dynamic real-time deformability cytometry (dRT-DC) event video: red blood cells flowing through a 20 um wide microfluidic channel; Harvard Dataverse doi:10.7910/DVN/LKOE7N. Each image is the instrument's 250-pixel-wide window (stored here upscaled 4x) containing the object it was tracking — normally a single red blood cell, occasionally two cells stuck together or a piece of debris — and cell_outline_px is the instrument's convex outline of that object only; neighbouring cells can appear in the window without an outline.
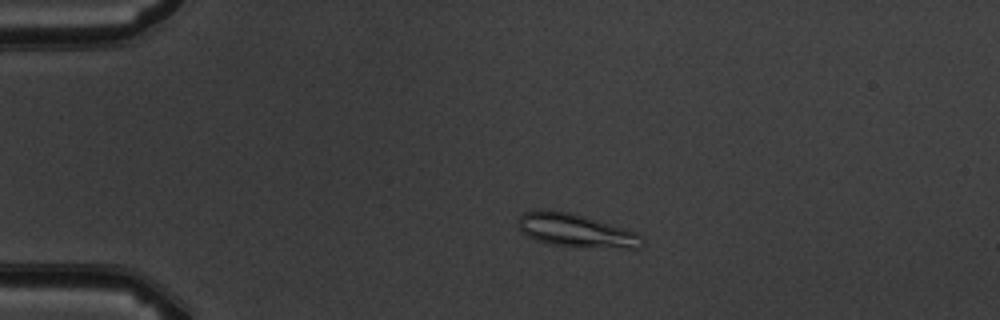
{"species": "common noctule bat (a hibernating species)", "species_latin": "Nyctalus noctula", "temperature_condition": "warm", "stored_images_in_passage": 4, "camera_frame_rate_fps": 3000, "um_per_image_px": 0.085, "animal": {"sex": "male", "body_mass_g": 19.5, "forearm_length_mm": 54.6}, "frame": {"image": 1, "passage_image": 3, "time_ms": 2.333, "image_size_px": [1000, 320], "cell_outline_px": [[644, 244], [640, 248], [628, 248], [552, 244], [536, 240], [528, 236], [516, 224], [516, 220], [524, 212], [568, 212], [624, 228], [636, 232], [640, 236]], "centroid_in_image_um": [48.97, 19.61], "position_along_channel_um": 36.0, "area_um2": 22.83}}